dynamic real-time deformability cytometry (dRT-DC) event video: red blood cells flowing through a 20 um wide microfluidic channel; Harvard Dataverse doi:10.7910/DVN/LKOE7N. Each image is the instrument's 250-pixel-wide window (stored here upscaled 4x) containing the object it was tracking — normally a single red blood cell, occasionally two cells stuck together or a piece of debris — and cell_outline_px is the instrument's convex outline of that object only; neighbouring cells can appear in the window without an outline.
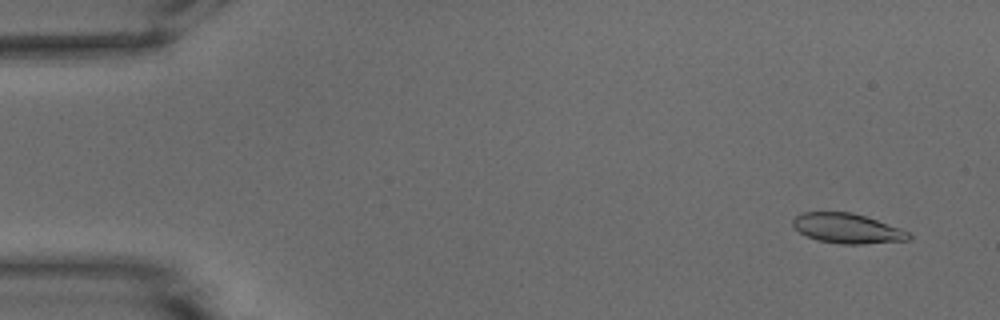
{"species": "common noctule bat (a hibernating species)", "species_latin": "Nyctalus noctula", "temperature_condition": "warm", "stored_images_in_passage": 53, "camera_frame_rate_fps": 3000, "um_per_image_px": 0.085, "animal": {"sex": "male", "body_mass_g": 15.6}, "frame": {"image": 1, "passage_image": 4, "time_ms": 1.0, "image_size_px": [1000, 320], "cell_outline_px": [[912, 236], [908, 240], [864, 244], [840, 244], [820, 240], [808, 236], [800, 232], [792, 224], [792, 220], [796, 216], [804, 212], [852, 212], [900, 228], [908, 232]], "centroid_in_image_um": [72.02, 19.41], "position_along_channel_um": 13.0, "area_um2": 19.88}}
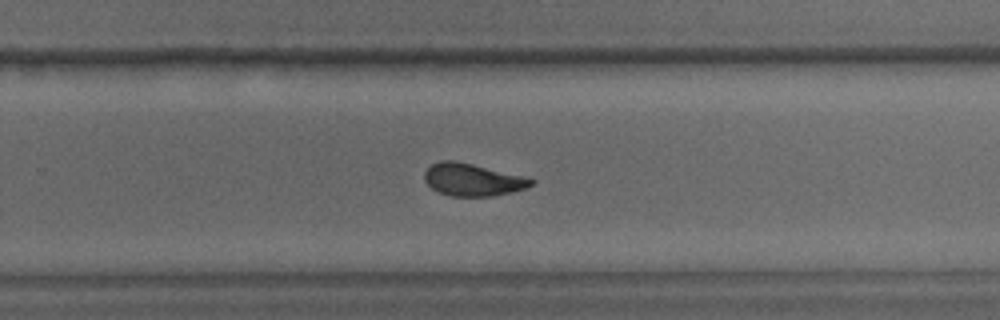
{"frame": {"image": 2, "passage_image": 35, "time_ms": 11.333, "image_size_px": [1000, 320], "cell_outline_px": [[536, 180], [532, 184], [524, 188], [512, 192], [492, 196], [448, 196], [436, 192], [424, 180], [424, 172], [432, 164], [440, 160], [452, 160], [472, 164]], "centroid_in_image_um": [40.1, 15.29], "position_along_channel_um": 289.7, "area_um2": 19.88}}
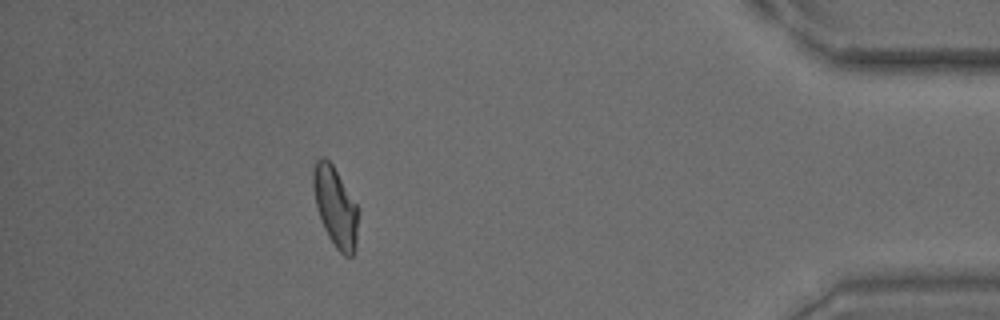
{"frame": {"image": 3, "passage_image": 48, "time_ms": 15.667, "image_size_px": [1000, 320], "cell_outline_px": [[360, 208], [356, 248], [352, 256], [344, 256], [336, 248], [328, 236], [324, 228], [316, 204], [312, 188], [312, 172], [316, 160], [320, 156], [324, 156], [332, 164]], "centroid_in_image_um": [28.53, 17.57], "position_along_channel_um": 406.7, "area_um2": 21.33}, "authors_computed_cell_mechanics": {"area_um2": 20.8658, "velocity_mm_per_s": 3.8358, "shape_relaxation_time_tau1_ms": 6.5253, "shape_relaxation_time_tau2_ms": 1.9462, "deformation_change_tau1": 0.1898, "deformation_change_tau2": 0.0822}}